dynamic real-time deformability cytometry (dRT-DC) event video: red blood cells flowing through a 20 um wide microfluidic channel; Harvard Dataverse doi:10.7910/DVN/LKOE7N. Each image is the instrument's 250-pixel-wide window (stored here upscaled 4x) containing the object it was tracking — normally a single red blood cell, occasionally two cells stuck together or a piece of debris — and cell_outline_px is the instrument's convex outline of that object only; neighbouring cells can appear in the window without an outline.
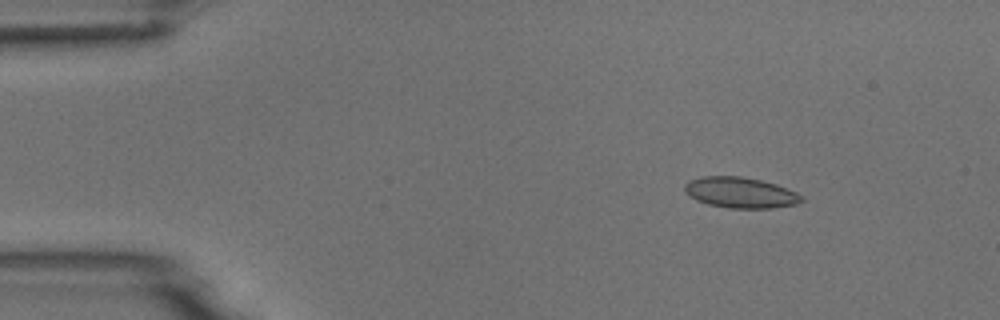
{"species": "common noctule bat (a hibernating species)", "species_latin": "Nyctalus noctula", "temperature_condition": "room temperature", "stored_images_in_passage": 5, "camera_frame_rate_fps": 3000, "um_per_image_px": 0.085, "animal": {"sex": "male", "body_mass_g": 18.8}, "frame": {"image": 1, "passage_image": 1, "time_ms": 0.0, "image_size_px": [1000, 320], "cell_outline_px": [[804, 200], [796, 204], [772, 208], [728, 208], [708, 204], [696, 200], [688, 196], [684, 192], [684, 184], [688, 180], [700, 176], [740, 176], [760, 180], [776, 184], [796, 192], [804, 196]], "centroid_in_image_um": [62.9, 16.37], "position_along_channel_um": 22.1, "area_um2": 21.15}}
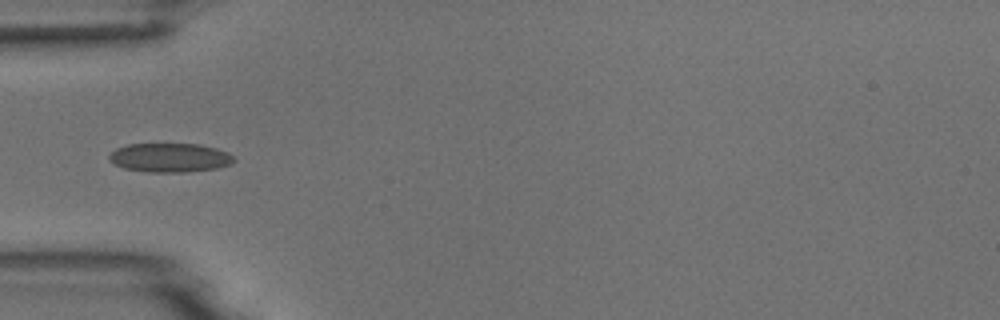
{"frame": {"image": 2, "passage_image": 4, "time_ms": 3.333, "image_size_px": [1000, 320], "cell_outline_px": [[236, 160], [232, 164], [216, 168], [184, 172], [148, 172], [124, 168], [108, 160], [108, 156], [116, 148], [128, 144], [200, 144], [216, 148], [228, 152]], "centroid_in_image_um": [14.45, 13.4], "position_along_channel_um": 70.6, "area_um2": 21.1}}